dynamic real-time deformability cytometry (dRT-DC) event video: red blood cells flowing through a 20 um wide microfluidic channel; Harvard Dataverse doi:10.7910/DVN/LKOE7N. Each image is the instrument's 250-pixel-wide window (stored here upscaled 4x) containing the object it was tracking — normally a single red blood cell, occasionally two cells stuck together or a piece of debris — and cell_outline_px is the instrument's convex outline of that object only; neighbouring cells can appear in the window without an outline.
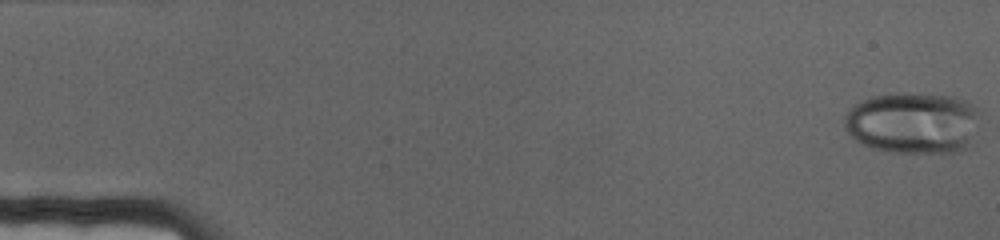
{"species": "human", "species_latin": "Homo sapiens", "temperature_condition": "cold", "stored_images_in_passage": 70, "camera_frame_rate_fps": 3000, "um_per_image_px": 0.085, "donor": {"sex": "female"}, "frame": {"image": 1, "passage_image": 1, "time_ms": 0.0, "image_size_px": [1000, 240], "cell_outline_px": [[984, 112], [976, 144], [964, 152], [892, 152], [872, 148], [856, 140], [844, 128], [844, 116], [860, 100], [872, 96], [888, 92], [904, 92], [952, 96], [968, 100], [976, 104]], "centroid_in_image_um": [77.78, 10.43], "position_along_channel_um": 7.2, "area_um2": 50.69}}
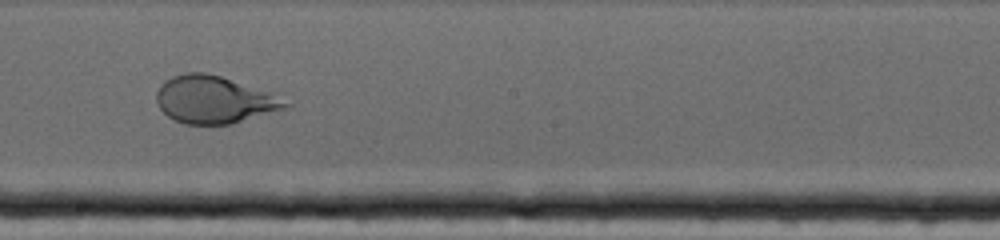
{"frame": {"image": 2, "passage_image": 40, "time_ms": 13.0, "image_size_px": [1000, 240], "cell_outline_px": [[292, 104], [288, 108], [232, 124], [184, 124], [168, 116], [160, 108], [156, 100], [156, 92], [160, 84], [164, 80], [172, 76], [184, 72], [208, 72], [272, 92]], "centroid_in_image_um": [18.22, 8.46], "position_along_channel_um": 230.0, "area_um2": 35.95}}
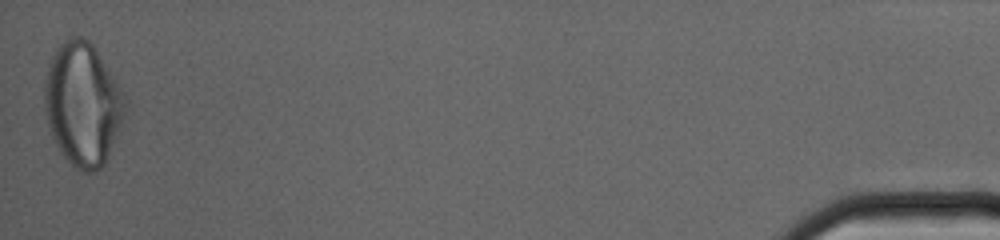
{"frame": {"image": 3, "passage_image": 70, "time_ms": 23.0, "image_size_px": [1000, 240], "cell_outline_px": [[128, 104], [124, 116], [108, 156], [104, 164], [100, 168], [92, 172], [84, 172], [76, 168], [60, 152], [52, 136], [48, 124], [44, 108], [44, 80], [48, 64], [56, 48], [68, 36], [80, 36], [88, 40], [96, 48], [124, 92], [128, 100]], "centroid_in_image_um": [7.03, 8.81], "position_along_channel_um": 428.2, "area_um2": 58.09}}